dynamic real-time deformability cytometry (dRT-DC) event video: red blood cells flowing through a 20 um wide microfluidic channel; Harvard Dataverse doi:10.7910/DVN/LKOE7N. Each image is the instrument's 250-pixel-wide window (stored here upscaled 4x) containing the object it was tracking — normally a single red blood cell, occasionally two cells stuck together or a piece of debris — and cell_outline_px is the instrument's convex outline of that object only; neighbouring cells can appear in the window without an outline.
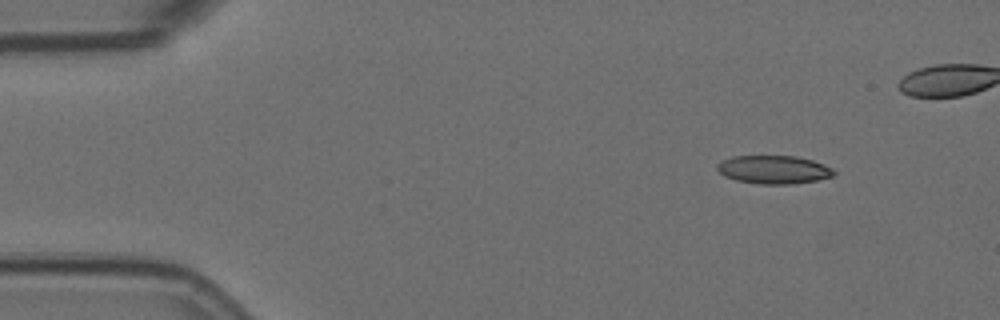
{"species": "Egyptian fruit bat (a non-hibernating species)", "species_latin": "Rousettus aegyptiacus", "temperature_condition": "room temperature", "stored_images_in_passage": 4, "camera_frame_rate_fps": 3000, "um_per_image_px": 0.085, "animal": {"sex": "female"}, "frame": {"image": 1, "passage_image": 1, "time_ms": 0.0, "image_size_px": [1000, 320], "cell_outline_px": [[836, 172], [832, 176], [816, 180], [792, 184], [760, 184], [736, 180], [724, 176], [716, 168], [716, 164], [732, 156], [796, 156], [812, 160], [824, 164], [832, 168]], "centroid_in_image_um": [65.76, 14.41], "position_along_channel_um": 19.2, "area_um2": 19.19}}